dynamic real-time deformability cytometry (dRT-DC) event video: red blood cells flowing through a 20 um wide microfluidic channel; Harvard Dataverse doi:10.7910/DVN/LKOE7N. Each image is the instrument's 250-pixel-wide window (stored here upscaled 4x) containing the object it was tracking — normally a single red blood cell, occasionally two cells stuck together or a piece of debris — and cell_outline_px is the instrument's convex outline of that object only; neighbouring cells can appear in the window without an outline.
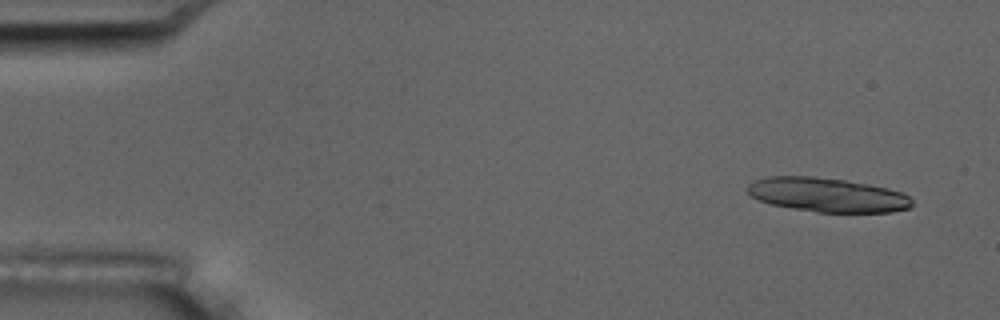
{"species": "common noctule bat (a hibernating species)", "species_latin": "Nyctalus noctula", "temperature_condition": "room temperature", "stored_images_in_passage": 5, "camera_frame_rate_fps": 3000, "um_per_image_px": 0.085, "animal": {"sex": "male", "body_mass_g": 17.5, "forearm_length_mm": 52.3}, "frame": {"image": 1, "passage_image": 1, "time_ms": 0.0, "image_size_px": [1000, 320], "cell_outline_px": [[912, 208], [892, 212], [816, 212], [768, 204], [752, 196], [748, 192], [748, 184], [756, 180], [768, 176], [812, 176], [844, 180], [868, 184], [888, 188], [904, 192], [912, 200]], "centroid_in_image_um": [70.35, 16.57], "position_along_channel_um": 14.6, "area_um2": 32.83}}